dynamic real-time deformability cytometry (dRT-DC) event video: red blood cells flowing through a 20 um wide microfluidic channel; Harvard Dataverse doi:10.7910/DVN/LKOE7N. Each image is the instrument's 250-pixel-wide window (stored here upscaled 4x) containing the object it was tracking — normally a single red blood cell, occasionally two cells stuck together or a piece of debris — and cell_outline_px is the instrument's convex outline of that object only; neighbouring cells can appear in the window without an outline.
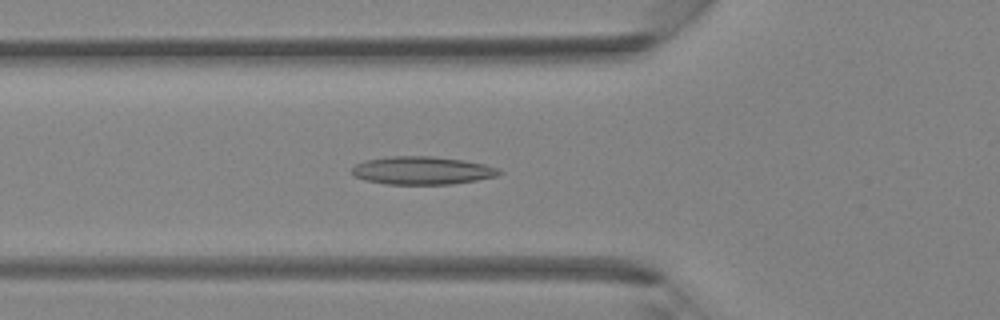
{"species": "Egyptian fruit bat (a non-hibernating species)", "species_latin": "Rousettus aegyptiacus", "temperature_condition": "room temperature", "stored_images_in_passage": 33, "camera_frame_rate_fps": 3000, "um_per_image_px": 0.085, "animal": {"sex": "female"}, "frame": {"image": 1, "passage_image": 6, "time_ms": 1.667, "image_size_px": [1000, 320], "cell_outline_px": [[504, 172], [496, 176], [476, 180], [452, 184], [388, 184], [364, 180], [356, 176], [352, 172], [352, 168], [356, 164], [368, 160], [388, 156], [432, 156], [464, 160], [484, 164], [496, 168]], "centroid_in_image_um": [35.9, 14.49], "position_along_channel_um": 89.9, "area_um2": 23.87}}
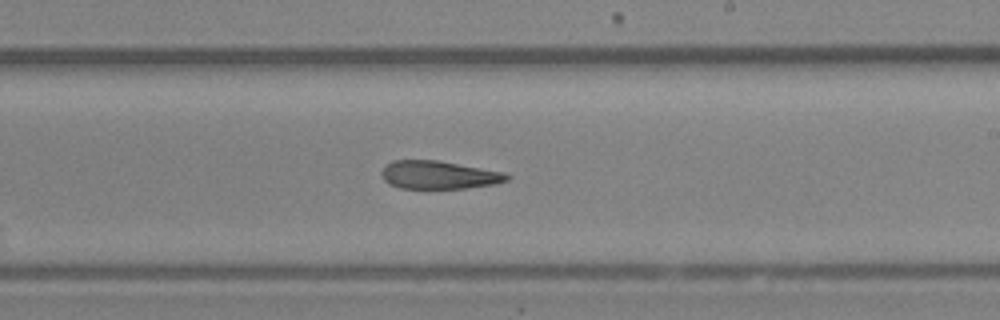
{"frame": {"image": 2, "passage_image": 16, "time_ms": 5.0, "image_size_px": [1000, 320], "cell_outline_px": [[512, 176], [508, 180], [496, 184], [464, 188], [400, 188], [388, 184], [384, 180], [380, 172], [392, 160], [436, 160], [504, 172]], "centroid_in_image_um": [37.3, 14.87], "position_along_channel_um": 251.7, "area_um2": 20.46}}
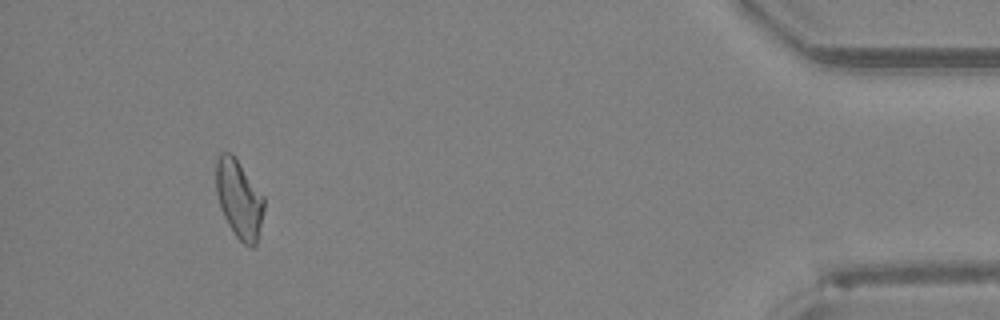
{"frame": {"image": 3, "passage_image": 30, "time_ms": 9.667, "image_size_px": [1000, 320], "cell_outline_px": [[264, 208], [256, 244], [252, 248], [244, 244], [236, 236], [228, 224], [220, 208], [216, 192], [216, 160], [220, 152], [232, 152], [264, 196]], "centroid_in_image_um": [20.31, 16.89], "position_along_channel_um": 414.9, "area_um2": 21.91}}